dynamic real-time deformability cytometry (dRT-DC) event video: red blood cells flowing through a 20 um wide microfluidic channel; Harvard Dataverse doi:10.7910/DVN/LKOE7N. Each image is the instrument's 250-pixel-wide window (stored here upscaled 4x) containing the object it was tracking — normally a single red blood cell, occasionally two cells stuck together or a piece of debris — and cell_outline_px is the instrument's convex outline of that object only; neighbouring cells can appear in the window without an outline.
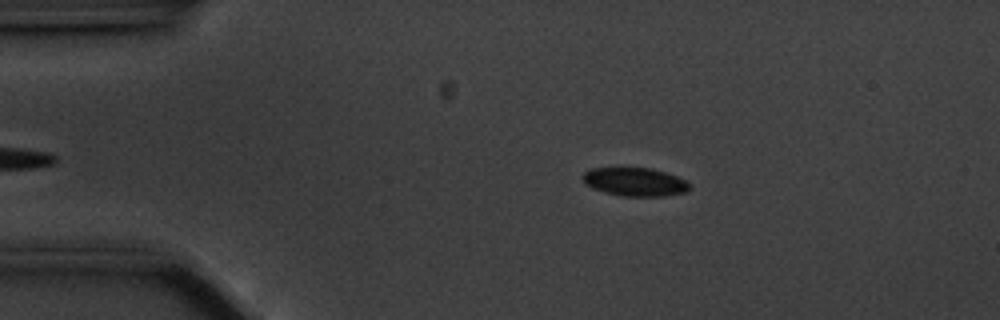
{"species": "common noctule bat (a hibernating species)", "species_latin": "Nyctalus noctula", "temperature_condition": "cold", "stored_images_in_passage": 40, "camera_frame_rate_fps": 3000, "um_per_image_px": 0.085, "animal": {"sex": "male", "body_mass_g": 20.1, "forearm_length_mm": 53.5}, "frame": {"image": 1, "passage_image": 1, "time_ms": 0.0, "image_size_px": [1000, 320], "cell_outline_px": [[692, 184], [684, 192], [664, 196], [624, 196], [604, 192], [592, 188], [584, 184], [580, 176], [588, 168], [652, 168], [688, 180]], "centroid_in_image_um": [53.93, 15.45], "position_along_channel_um": 31.1, "area_um2": 17.86}}
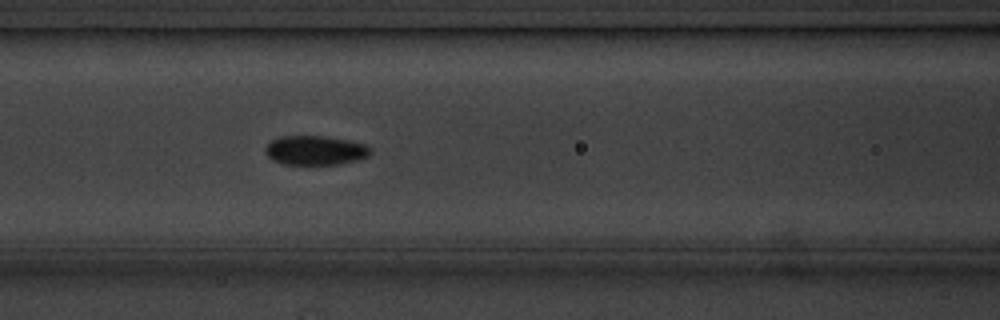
{"frame": {"image": 2, "passage_image": 14, "time_ms": 4.333, "image_size_px": [1000, 320], "cell_outline_px": [[372, 148], [368, 156], [356, 160], [340, 164], [284, 164], [272, 160], [264, 152], [264, 148], [272, 140], [280, 136], [324, 136], [348, 140], [364, 144]], "centroid_in_image_um": [26.78, 12.77], "position_along_channel_um": 139.8, "area_um2": 17.92}}
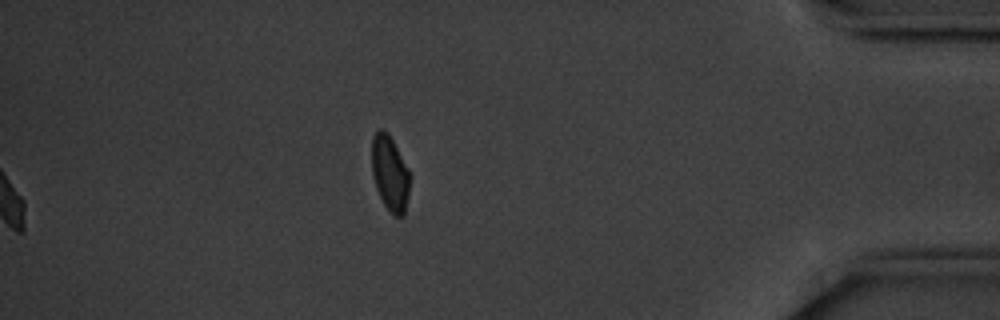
{"frame": {"image": 3, "passage_image": 40, "time_ms": 13.0, "image_size_px": [1000, 320], "cell_outline_px": [[412, 176], [408, 196], [404, 212], [400, 216], [392, 216], [384, 204], [376, 188], [372, 176], [372, 136], [380, 128], [384, 128], [388, 132], [408, 168]], "centroid_in_image_um": [33.15, 14.71], "position_along_channel_um": 402.0, "area_um2": 16.94}}